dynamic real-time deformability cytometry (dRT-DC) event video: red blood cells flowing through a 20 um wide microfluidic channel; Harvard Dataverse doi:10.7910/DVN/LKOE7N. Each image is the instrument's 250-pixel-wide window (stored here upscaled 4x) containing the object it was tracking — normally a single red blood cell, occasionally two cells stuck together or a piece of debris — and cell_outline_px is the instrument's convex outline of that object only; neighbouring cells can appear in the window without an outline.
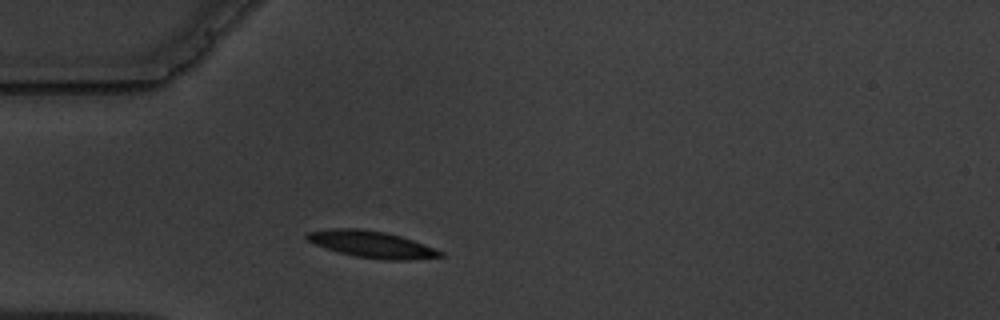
{"species": "common noctule bat (a hibernating species)", "species_latin": "Nyctalus noctula", "temperature_condition": "warm", "stored_images_in_passage": 2, "camera_frame_rate_fps": 3000, "um_per_image_px": 0.085, "animal": {"sex": "male", "body_mass_g": 19.5, "forearm_length_mm": 54.6}, "frame": {"image": 1, "passage_image": 2, "time_ms": 1.333, "image_size_px": [1000, 320], "cell_outline_px": [[444, 256], [412, 260], [384, 260], [356, 256], [340, 252], [316, 244], [308, 240], [304, 236], [308, 232], [336, 228], [360, 228], [384, 232], [400, 236], [412, 240], [444, 252]], "centroid_in_image_um": [31.63, 20.77], "position_along_channel_um": 53.4, "area_um2": 20.4}}